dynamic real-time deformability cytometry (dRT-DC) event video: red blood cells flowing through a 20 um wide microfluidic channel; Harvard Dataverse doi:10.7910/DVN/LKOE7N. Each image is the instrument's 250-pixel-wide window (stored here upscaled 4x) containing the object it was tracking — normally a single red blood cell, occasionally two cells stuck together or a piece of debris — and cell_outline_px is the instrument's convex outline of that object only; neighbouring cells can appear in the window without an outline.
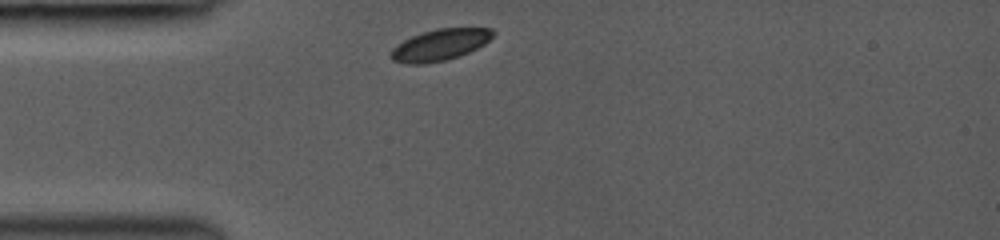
{"species": "common noctule bat (a hibernating species)", "species_latin": "Nyctalus noctula", "temperature_condition": "room temperature", "stored_images_in_passage": 28, "segment_of_instrument_passage": [1, 2], "camera_frame_rate_fps": 3000, "um_per_image_px": 0.085, "animal": {"sex": "female", "body_mass_g": 19.0, "forearm_length_mm": 53.3}, "frame": {"image": 1, "passage_image": 1, "time_ms": 0.0, "image_size_px": [1000, 240], "cell_outline_px": [[496, 32], [484, 44], [468, 52], [444, 60], [424, 64], [408, 64], [392, 60], [392, 48], [396, 44], [412, 36], [436, 28], [492, 28]], "centroid_in_image_um": [37.39, 3.8], "position_along_channel_um": 47.6, "area_um2": 18.38}}
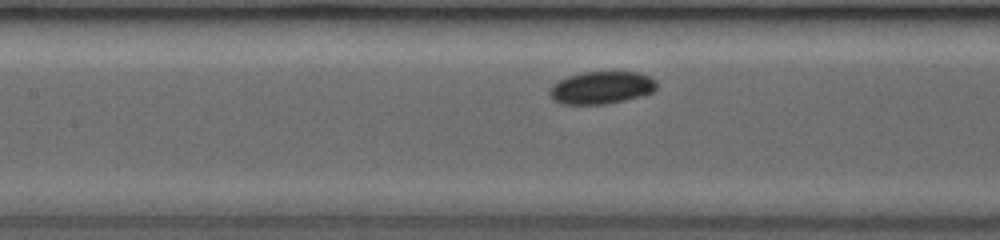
{"frame": {"image": 2, "passage_image": 13, "time_ms": 3.0, "image_size_px": [1000, 240], "cell_outline_px": [[656, 88], [652, 92], [640, 96], [624, 100], [604, 104], [560, 104], [552, 100], [548, 92], [548, 88], [552, 84], [568, 76], [584, 72], [640, 72], [656, 80]], "centroid_in_image_um": [51.08, 7.45], "position_along_channel_um": 156.3, "area_um2": 20.35}}
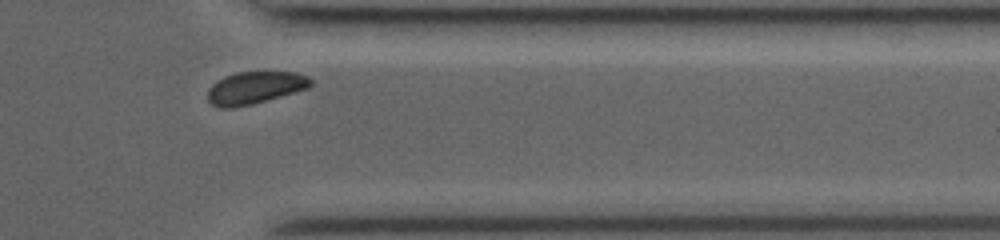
{"frame": {"image": 3, "passage_image": 25, "time_ms": 8.667, "image_size_px": [1000, 240], "cell_outline_px": [[312, 84], [308, 88], [252, 104], [232, 108], [220, 108], [212, 104], [208, 100], [208, 88], [216, 80], [224, 76], [236, 72], [296, 72], [308, 76], [312, 80]], "centroid_in_image_um": [21.64, 7.45], "position_along_channel_um": 389.8, "area_um2": 19.42}}